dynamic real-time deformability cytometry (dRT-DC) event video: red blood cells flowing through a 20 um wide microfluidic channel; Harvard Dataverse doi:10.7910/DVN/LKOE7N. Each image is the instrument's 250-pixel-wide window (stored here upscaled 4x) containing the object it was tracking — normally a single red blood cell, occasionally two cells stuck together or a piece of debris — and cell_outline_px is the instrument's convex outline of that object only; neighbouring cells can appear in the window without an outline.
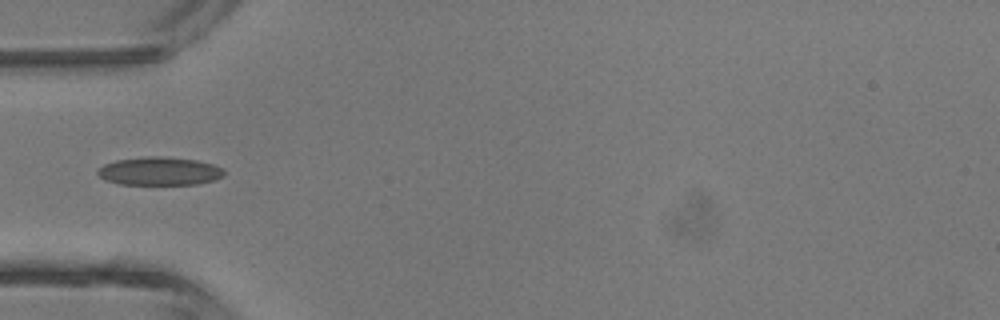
{"species": "common noctule bat (a hibernating species)", "species_latin": "Nyctalus noctula", "temperature_condition": "room temperature", "stored_images_in_passage": 6, "camera_frame_rate_fps": 3000, "um_per_image_px": 0.085, "animal": {"sex": "male", "body_mass_g": 13.3}, "frame": {"image": 1, "passage_image": 5, "time_ms": 4.667, "image_size_px": [1000, 320], "cell_outline_px": [[224, 176], [212, 180], [196, 184], [120, 184], [104, 180], [96, 172], [104, 164], [116, 160], [144, 156], [160, 156], [196, 160], [212, 164], [224, 168]], "centroid_in_image_um": [13.54, 14.54], "position_along_channel_um": 71.5, "area_um2": 20.75}}
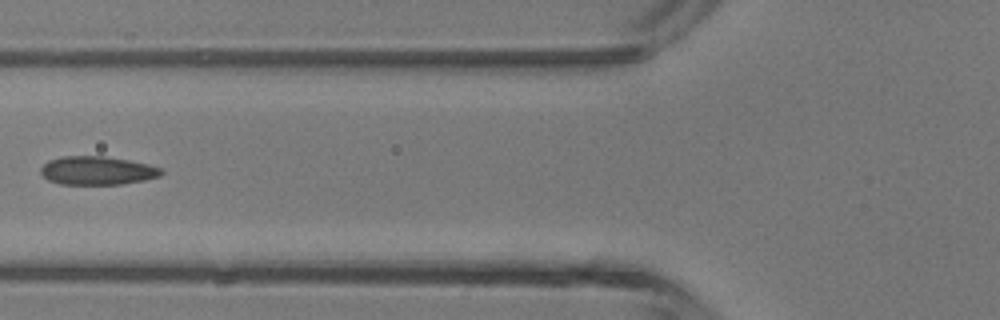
{"frame": {"image": 2, "passage_image": 6, "time_ms": 5.667, "image_size_px": [1000, 320], "cell_outline_px": [[164, 172], [160, 176], [144, 180], [120, 184], [60, 184], [48, 180], [40, 172], [40, 168], [48, 160], [60, 156], [104, 156], [128, 160], [148, 164], [160, 168]], "centroid_in_image_um": [8.24, 14.49], "position_along_channel_um": 117.6, "area_um2": 20.0}}